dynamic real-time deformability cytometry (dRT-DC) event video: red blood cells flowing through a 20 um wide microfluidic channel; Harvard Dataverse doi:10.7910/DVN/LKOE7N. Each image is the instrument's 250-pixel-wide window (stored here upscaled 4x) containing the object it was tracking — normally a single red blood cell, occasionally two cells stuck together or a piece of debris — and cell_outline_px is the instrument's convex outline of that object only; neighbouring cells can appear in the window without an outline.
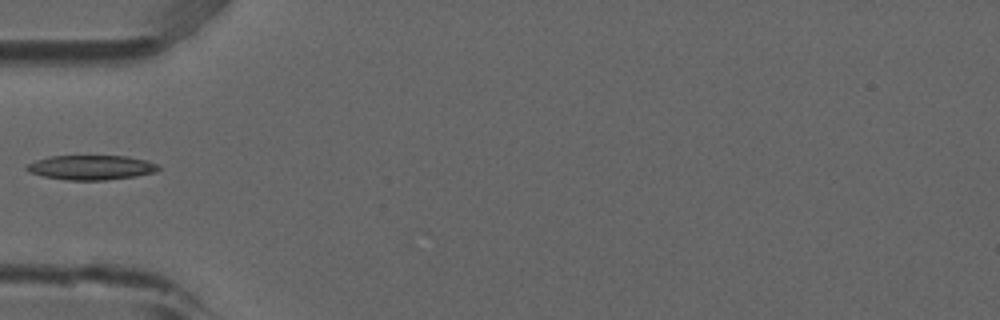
{"species": "common noctule bat (a hibernating species)", "species_latin": "Nyctalus noctula", "temperature_condition": "room temperature", "stored_images_in_passage": 5, "camera_frame_rate_fps": 3000, "um_per_image_px": 0.085, "animal": {"sex": "male", "forearm_length_mm": 52.5}, "frame": {"image": 1, "passage_image": 5, "time_ms": 1.333, "image_size_px": [1000, 320], "cell_outline_px": [[160, 168], [156, 172], [136, 176], [104, 180], [64, 180], [44, 176], [28, 172], [24, 168], [24, 164], [36, 160], [52, 156], [128, 156], [148, 160], [160, 164]], "centroid_in_image_um": [7.76, 14.23], "position_along_channel_um": 77.2, "area_um2": 19.13}}